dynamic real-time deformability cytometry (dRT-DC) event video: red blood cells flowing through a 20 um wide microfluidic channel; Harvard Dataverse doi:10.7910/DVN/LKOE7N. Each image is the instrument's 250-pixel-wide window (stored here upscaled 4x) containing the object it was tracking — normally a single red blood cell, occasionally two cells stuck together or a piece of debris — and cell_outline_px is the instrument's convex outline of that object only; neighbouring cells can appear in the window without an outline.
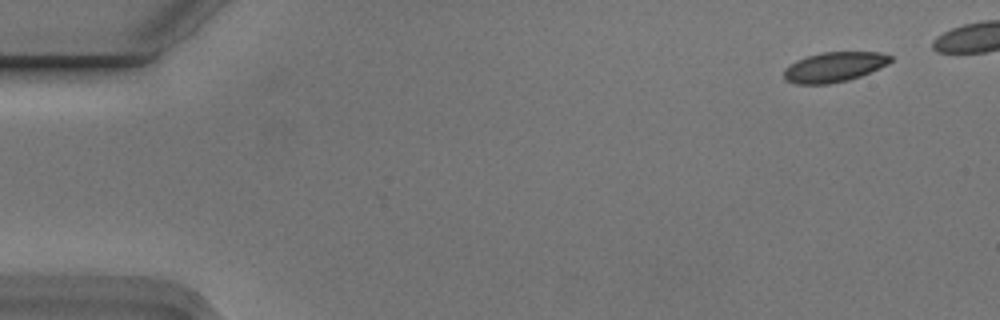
{"species": "Egyptian fruit bat (a non-hibernating species)", "species_latin": "Rousettus aegyptiacus", "temperature_condition": "cold", "stored_images_in_passage": 6, "camera_frame_rate_fps": 3000, "um_per_image_px": 0.085, "animal": {"sex": "male"}, "frame": {"image": 1, "passage_image": 1, "time_ms": 0.0, "image_size_px": [1000, 320], "cell_outline_px": [[892, 60], [888, 64], [860, 76], [848, 80], [828, 84], [796, 84], [784, 80], [784, 68], [796, 60], [820, 52], [880, 52], [892, 56]], "centroid_in_image_um": [70.88, 5.69], "position_along_channel_um": 14.1, "area_um2": 18.61}}
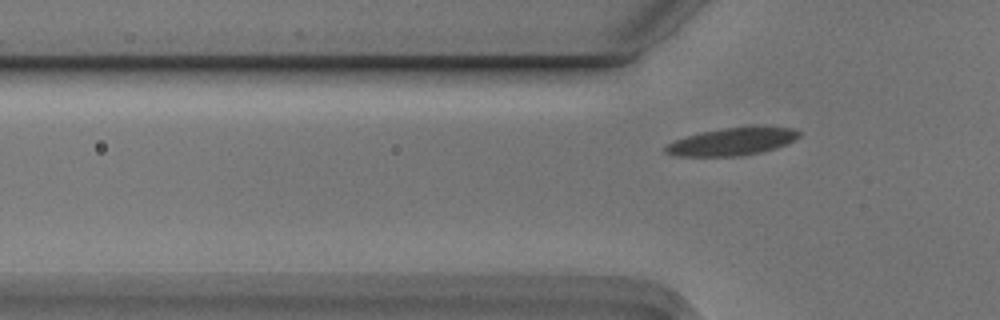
{"frame": {"image": 2, "passage_image": 6, "time_ms": 1.667, "image_size_px": [1000, 320], "cell_outline_px": [[800, 136], [776, 148], [760, 152], [736, 156], [672, 156], [664, 152], [664, 144], [700, 132], [724, 128], [796, 128], [800, 132]], "centroid_in_image_um": [62.13, 12.06], "position_along_channel_um": 63.7, "area_um2": 20.92}}